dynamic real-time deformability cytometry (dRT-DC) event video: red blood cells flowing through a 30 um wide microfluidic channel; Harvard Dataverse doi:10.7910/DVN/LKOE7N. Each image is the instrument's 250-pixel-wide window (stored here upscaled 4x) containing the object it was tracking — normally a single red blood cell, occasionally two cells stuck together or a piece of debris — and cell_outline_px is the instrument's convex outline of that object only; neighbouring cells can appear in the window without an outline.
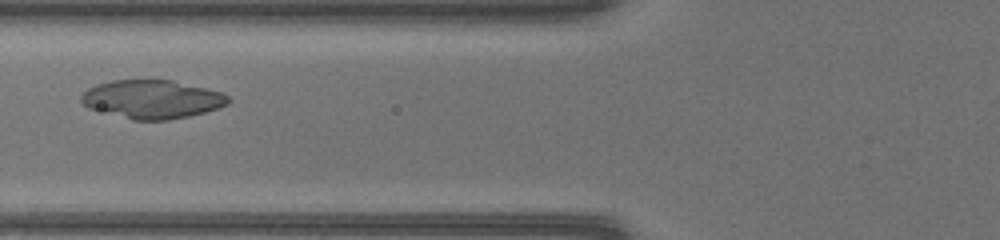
{"species": "common noctule bat (a hibernating species)", "species_latin": "Nyctalus noctula", "temperature_condition": "warm", "stored_images_in_passage": 34, "camera_frame_rate_fps": 3000, "um_per_image_px": 0.085, "animal": {"sex": "female", "body_mass_g": 17.0, "forearm_length_mm": 48.0}, "frame": {"image": 1, "passage_image": 10, "time_ms": 3.0, "image_size_px": [1000, 240], "cell_outline_px": [[232, 100], [228, 104], [204, 112], [188, 116], [168, 120], [132, 120], [88, 108], [80, 100], [80, 96], [88, 88], [96, 84], [112, 80], [172, 80], [220, 92], [228, 96]], "centroid_in_image_um": [12.89, 8.44], "position_along_channel_um": 112.9, "area_um2": 32.83}}
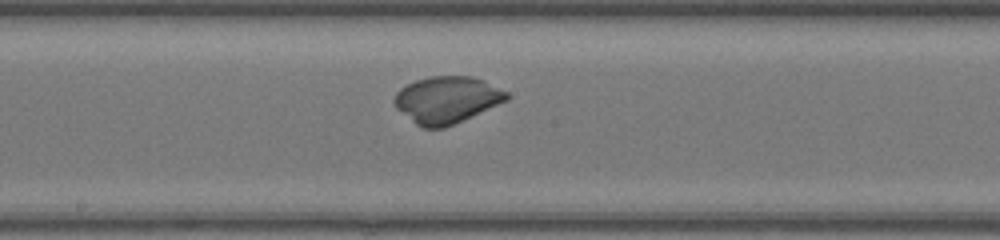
{"frame": {"image": 2, "passage_image": 17, "time_ms": 5.333, "image_size_px": [1000, 240], "cell_outline_px": [[512, 96], [508, 100], [444, 128], [420, 128], [396, 108], [392, 100], [396, 92], [400, 88], [416, 80], [428, 76], [472, 76], [484, 80], [508, 92]], "centroid_in_image_um": [37.97, 8.47], "position_along_channel_um": 210.2, "area_um2": 30.81}}
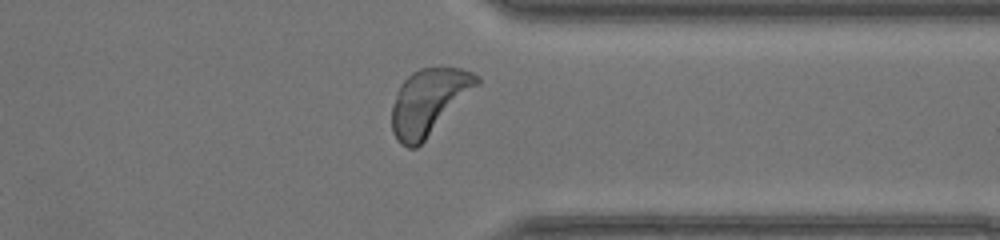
{"frame": {"image": 3, "passage_image": 29, "time_ms": 9.333, "image_size_px": [1000, 240], "cell_outline_px": [[480, 84], [416, 148], [408, 148], [400, 144], [392, 132], [392, 104], [400, 84], [412, 72], [420, 68], [440, 64], [460, 68], [472, 72], [480, 76]], "centroid_in_image_um": [36.45, 8.58], "position_along_channel_um": 374.9, "area_um2": 32.95}}